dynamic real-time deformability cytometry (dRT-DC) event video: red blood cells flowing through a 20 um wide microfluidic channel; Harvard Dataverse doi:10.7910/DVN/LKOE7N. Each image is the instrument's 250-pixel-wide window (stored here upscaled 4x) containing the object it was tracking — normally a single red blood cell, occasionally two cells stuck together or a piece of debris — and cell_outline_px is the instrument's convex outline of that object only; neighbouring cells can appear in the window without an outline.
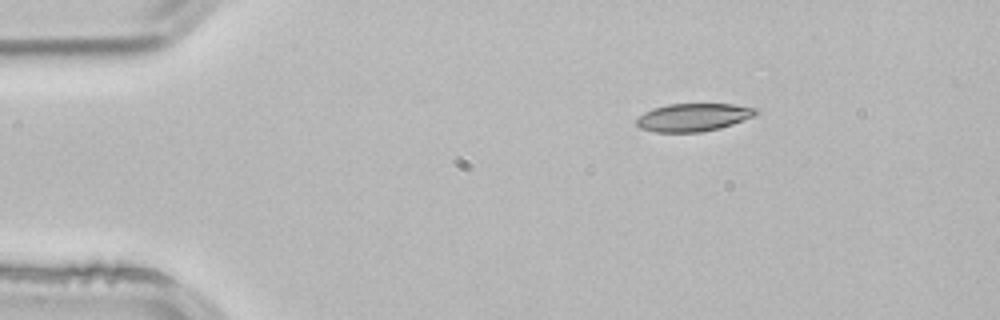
{"species": "common noctule bat (a hibernating species)", "species_latin": "Nyctalus noctula", "temperature_condition": "room temperature", "stored_images_in_passage": 2, "camera_frame_rate_fps": 3000, "um_per_image_px": 0.085, "animal": {"sex": "male", "body_mass_g": 21.5, "forearm_length_mm": 52.0}, "frame": {"image": 1, "passage_image": 1, "time_ms": 0.0, "image_size_px": [1000, 320], "cell_outline_px": [[756, 116], [720, 128], [700, 132], [656, 132], [640, 128], [636, 124], [636, 120], [644, 112], [652, 108], [668, 104], [732, 104], [756, 108]], "centroid_in_image_um": [58.92, 9.97], "position_along_channel_um": 26.1, "area_um2": 19.36}}